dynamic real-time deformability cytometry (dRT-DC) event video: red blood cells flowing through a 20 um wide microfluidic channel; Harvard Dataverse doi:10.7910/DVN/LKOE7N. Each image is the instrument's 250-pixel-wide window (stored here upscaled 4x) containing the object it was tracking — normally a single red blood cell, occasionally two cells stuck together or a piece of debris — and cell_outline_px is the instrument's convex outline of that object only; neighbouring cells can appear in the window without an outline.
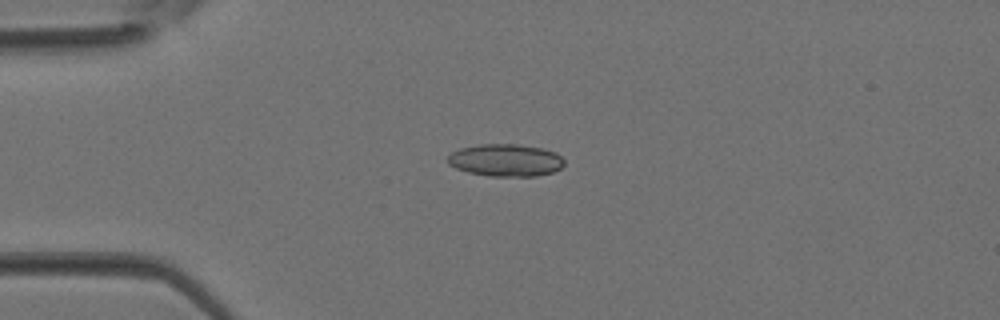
{"species": "Egyptian fruit bat (a non-hibernating species)", "species_latin": "Rousettus aegyptiacus", "temperature_condition": "room temperature", "stored_images_in_passage": 2, "camera_frame_rate_fps": 3000, "um_per_image_px": 0.085, "animal": {"sex": "female"}, "frame": {"image": 1, "passage_image": 2, "time_ms": 0.333, "image_size_px": [1000, 320], "cell_outline_px": [[564, 164], [560, 168], [552, 172], [536, 176], [488, 176], [468, 172], [456, 168], [448, 164], [444, 160], [452, 152], [460, 148], [480, 144], [516, 144], [544, 148], [556, 152], [564, 160]], "centroid_in_image_um": [42.96, 13.61], "position_along_channel_um": 42.0, "area_um2": 22.14}}